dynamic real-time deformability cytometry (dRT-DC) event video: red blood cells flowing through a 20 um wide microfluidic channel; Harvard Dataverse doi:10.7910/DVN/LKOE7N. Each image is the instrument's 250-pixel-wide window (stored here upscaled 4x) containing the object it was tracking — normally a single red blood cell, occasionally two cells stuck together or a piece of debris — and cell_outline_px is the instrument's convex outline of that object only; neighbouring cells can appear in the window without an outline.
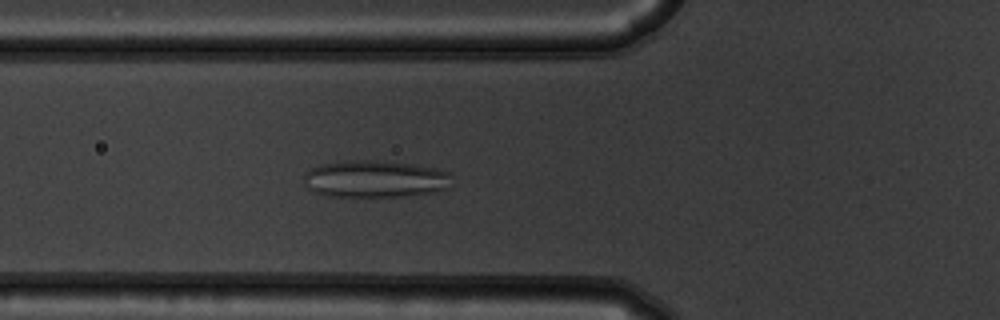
{"species": "common noctule bat (a hibernating species)", "species_latin": "Nyctalus noctula", "temperature_condition": "warm", "stored_images_in_passage": 49, "camera_frame_rate_fps": 3000, "um_per_image_px": 0.085, "animal": {"sex": "male", "body_mass_g": 19.5, "forearm_length_mm": 54.6}, "frame": {"image": 1, "passage_image": 15, "time_ms": 4.667, "image_size_px": [1000, 320], "cell_outline_px": [[452, 188], [436, 192], [404, 196], [328, 196], [312, 192], [304, 184], [304, 176], [312, 168], [320, 164], [336, 160], [372, 160], [412, 164], [436, 168], [448, 172], [452, 176]], "centroid_in_image_um": [31.91, 15.21], "position_along_channel_um": 93.9, "area_um2": 32.48}}
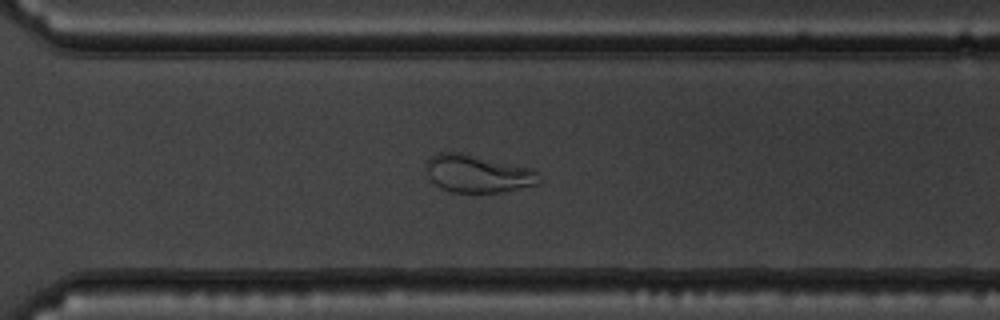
{"frame": {"image": 2, "passage_image": 34, "time_ms": 11.0, "image_size_px": [1000, 320], "cell_outline_px": [[540, 184], [500, 192], [452, 192], [440, 188], [428, 176], [424, 164], [432, 156], [440, 152], [468, 152], [536, 168], [540, 180]], "centroid_in_image_um": [40.65, 14.72], "position_along_channel_um": 329.9, "area_um2": 25.55}}
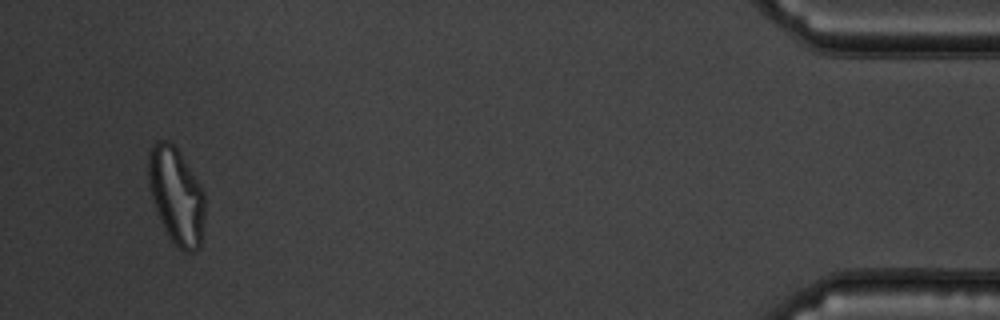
{"frame": {"image": 3, "passage_image": 47, "time_ms": 15.333, "image_size_px": [1000, 320], "cell_outline_px": [[204, 220], [200, 248], [192, 252], [184, 252], [168, 236], [164, 228], [156, 208], [152, 196], [148, 180], [148, 156], [152, 144], [156, 140], [168, 140], [180, 152], [204, 192]], "centroid_in_image_um": [14.99, 16.63], "position_along_channel_um": 420.2, "area_um2": 31.5}}